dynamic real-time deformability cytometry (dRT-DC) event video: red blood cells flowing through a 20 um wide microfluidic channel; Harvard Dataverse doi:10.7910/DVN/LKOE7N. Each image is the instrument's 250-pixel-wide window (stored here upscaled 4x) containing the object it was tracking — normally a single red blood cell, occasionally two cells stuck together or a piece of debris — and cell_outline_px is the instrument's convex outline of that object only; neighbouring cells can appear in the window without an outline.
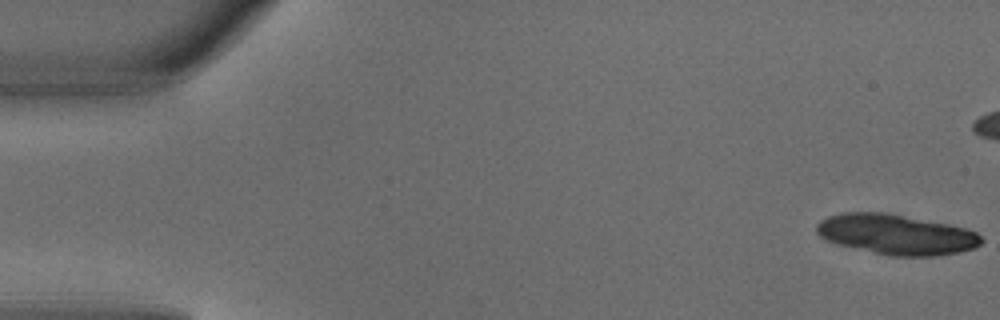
{"species": "common noctule bat (a hibernating species)", "species_latin": "Nyctalus noctula", "temperature_condition": "warm", "stored_images_in_passage": 6, "segment_of_instrument_passage": [1, 2], "camera_frame_rate_fps": 3000, "um_per_image_px": 0.085, "animal": {"sex": "male", "body_mass_g": 18.8}, "frame": {"image": 1, "passage_image": 1, "time_ms": 0.0, "image_size_px": [1000, 320], "cell_outline_px": [[984, 240], [980, 244], [972, 248], [960, 252], [936, 256], [888, 256], [836, 244], [820, 236], [816, 232], [816, 224], [820, 220], [828, 216], [848, 212], [884, 212], [948, 224], [964, 228], [976, 232]], "centroid_in_image_um": [76.16, 19.93], "position_along_channel_um": 8.8, "area_um2": 38.55}}